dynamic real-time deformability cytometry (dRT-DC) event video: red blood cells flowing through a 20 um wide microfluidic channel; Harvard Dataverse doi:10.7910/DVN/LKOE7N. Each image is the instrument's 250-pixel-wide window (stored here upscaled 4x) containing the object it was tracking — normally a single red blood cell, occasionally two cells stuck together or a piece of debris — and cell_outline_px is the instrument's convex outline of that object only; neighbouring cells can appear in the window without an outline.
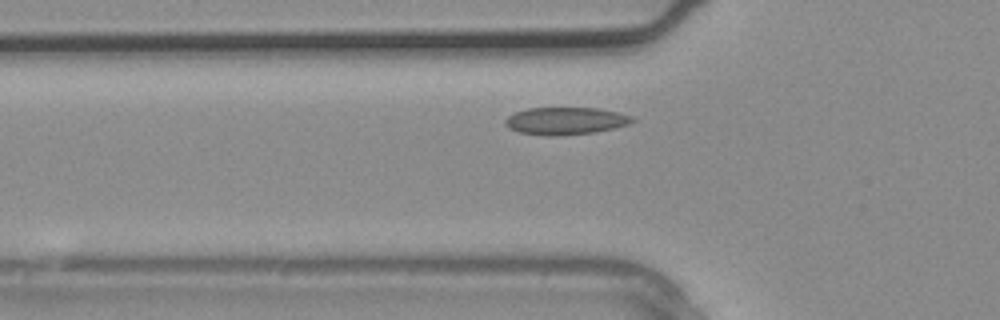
{"species": "common noctule bat (a hibernating species)", "species_latin": "Nyctalus noctula", "temperature_condition": "warm", "stored_images_in_passage": 2, "camera_frame_rate_fps": 3000, "um_per_image_px": 0.085, "animal": {"sex": "male", "body_mass_g": 20.4}, "frame": {"image": 1, "passage_image": 2, "time_ms": 0.333, "image_size_px": [1000, 320], "cell_outline_px": [[636, 120], [632, 124], [596, 132], [556, 136], [548, 136], [520, 132], [508, 128], [504, 124], [504, 120], [508, 116], [516, 112], [528, 108], [600, 108], [620, 112], [632, 116]], "centroid_in_image_um": [48.12, 10.27], "position_along_channel_um": 77.7, "area_um2": 20.52}}